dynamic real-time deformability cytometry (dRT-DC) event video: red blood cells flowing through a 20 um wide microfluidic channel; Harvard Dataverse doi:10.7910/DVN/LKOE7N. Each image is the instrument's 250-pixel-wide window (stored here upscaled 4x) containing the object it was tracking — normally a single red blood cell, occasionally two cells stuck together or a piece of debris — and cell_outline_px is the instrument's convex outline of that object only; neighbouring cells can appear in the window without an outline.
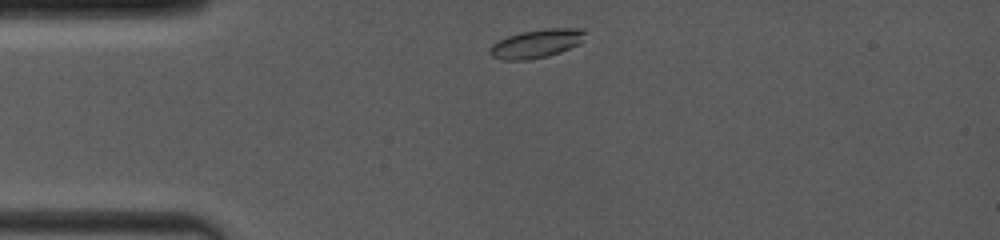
{"species": "common noctule bat (a hibernating species)", "species_latin": "Nyctalus noctula", "temperature_condition": "room temperature", "stored_images_in_passage": 25, "camera_frame_rate_fps": 4000, "um_per_image_px": 0.085, "animal": {"sex": "female", "body_mass_g": 19.0, "forearm_length_mm": 53.3}, "frame": {"image": 1, "passage_image": 1, "time_ms": 0.0, "image_size_px": [1000, 240], "cell_outline_px": [[584, 40], [580, 44], [560, 52], [548, 56], [528, 60], [504, 60], [492, 56], [488, 52], [488, 48], [492, 44], [508, 36], [520, 32], [548, 28], [580, 28], [584, 32]], "centroid_in_image_um": [45.59, 3.71], "position_along_channel_um": 39.4, "area_um2": 15.9}}
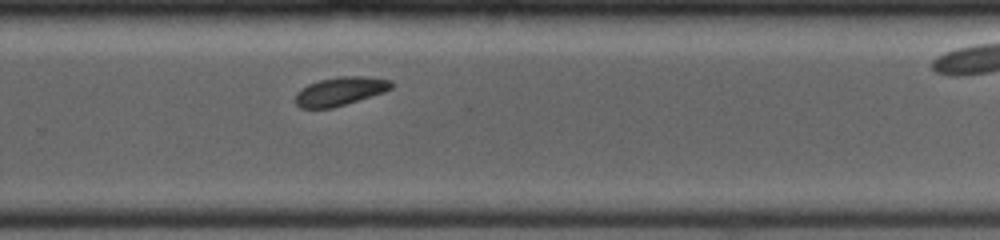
{"frame": {"image": 2, "passage_image": 17, "time_ms": 7.25, "image_size_px": [1000, 240], "cell_outline_px": [[392, 88], [384, 92], [332, 108], [300, 108], [292, 100], [296, 92], [300, 88], [308, 84], [320, 80], [340, 76], [368, 76], [392, 80]], "centroid_in_image_um": [28.87, 7.75], "position_along_channel_um": 300.9, "area_um2": 16.13}}
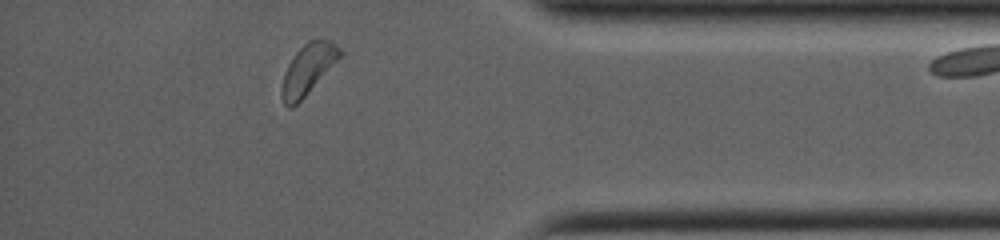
{"frame": {"image": 3, "passage_image": 24, "time_ms": 10.25, "image_size_px": [1000, 240], "cell_outline_px": [[344, 52], [304, 96], [292, 108], [288, 108], [284, 104], [280, 96], [280, 88], [284, 72], [288, 64], [296, 52], [308, 40], [332, 40]], "centroid_in_image_um": [26.13, 5.89], "position_along_channel_um": 409.1, "area_um2": 16.76}}